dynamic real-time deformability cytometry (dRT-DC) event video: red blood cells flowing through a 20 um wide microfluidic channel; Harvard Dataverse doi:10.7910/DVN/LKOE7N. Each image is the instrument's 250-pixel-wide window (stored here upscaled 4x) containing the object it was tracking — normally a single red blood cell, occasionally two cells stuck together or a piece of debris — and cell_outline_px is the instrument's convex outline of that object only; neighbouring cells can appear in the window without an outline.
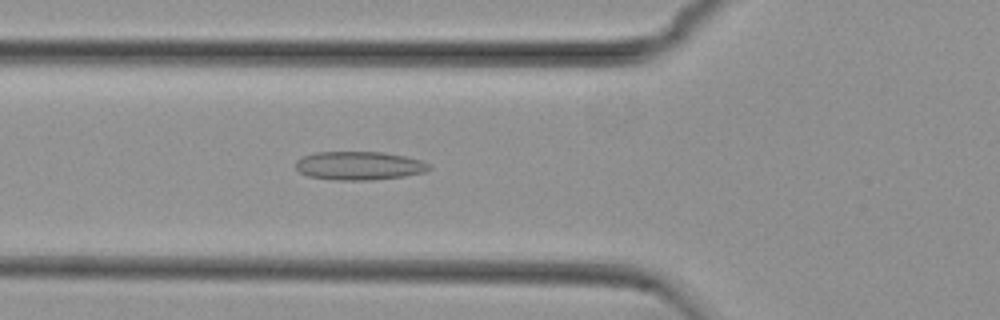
{"species": "common noctule bat (a hibernating species)", "species_latin": "Nyctalus noctula", "temperature_condition": "cold", "stored_images_in_passage": 55, "camera_frame_rate_fps": 3000, "um_per_image_px": 0.085, "animal": {"sex": "female", "body_mass_g": 29.2, "forearm_length_mm": 56.3}, "frame": {"image": 1, "passage_image": 20, "time_ms": 6.333, "image_size_px": [1000, 320], "cell_outline_px": [[432, 168], [424, 172], [404, 176], [372, 180], [340, 180], [308, 176], [300, 172], [296, 168], [296, 160], [304, 156], [316, 152], [384, 152], [404, 156], [420, 160], [428, 164]], "centroid_in_image_um": [30.53, 14.08], "position_along_channel_um": 95.3, "area_um2": 22.02}}
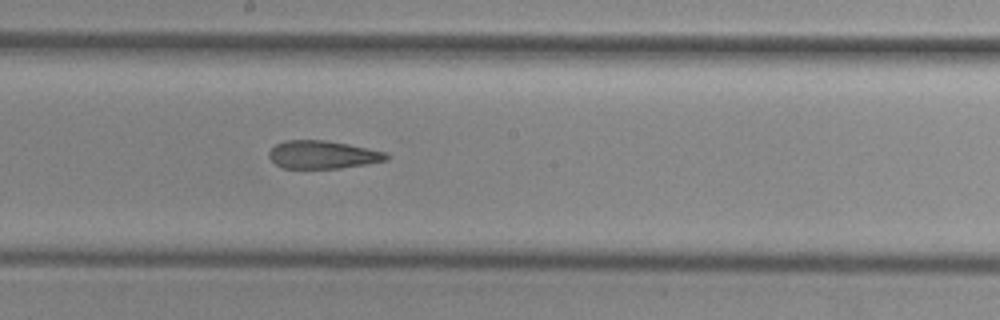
{"frame": {"image": 2, "passage_image": 30, "time_ms": 9.667, "image_size_px": [1000, 320], "cell_outline_px": [[388, 160], [368, 164], [340, 168], [284, 168], [276, 164], [268, 156], [268, 152], [276, 144], [284, 140], [324, 140], [348, 144], [388, 152]], "centroid_in_image_um": [27.45, 13.14], "position_along_channel_um": 220.8, "area_um2": 19.19}}
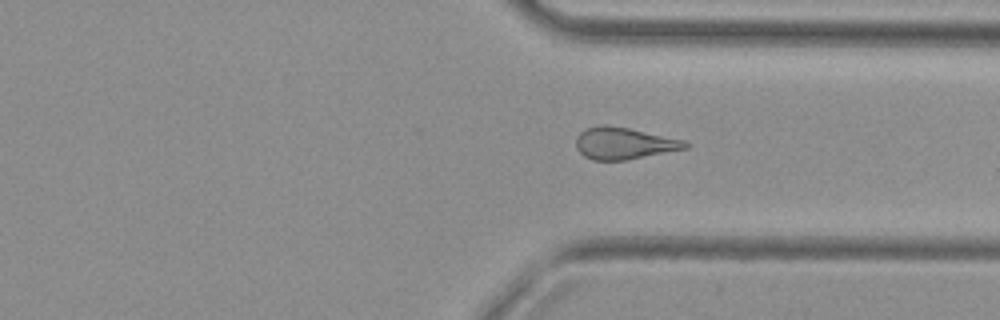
{"frame": {"image": 3, "passage_image": 41, "time_ms": 13.333, "image_size_px": [1000, 320], "cell_outline_px": [[688, 148], [624, 160], [592, 160], [584, 156], [576, 148], [576, 136], [584, 128], [600, 124], [604, 124], [628, 128], [684, 140], [688, 144]], "centroid_in_image_um": [52.98, 12.17], "position_along_channel_um": 358.4, "area_um2": 20.17}}